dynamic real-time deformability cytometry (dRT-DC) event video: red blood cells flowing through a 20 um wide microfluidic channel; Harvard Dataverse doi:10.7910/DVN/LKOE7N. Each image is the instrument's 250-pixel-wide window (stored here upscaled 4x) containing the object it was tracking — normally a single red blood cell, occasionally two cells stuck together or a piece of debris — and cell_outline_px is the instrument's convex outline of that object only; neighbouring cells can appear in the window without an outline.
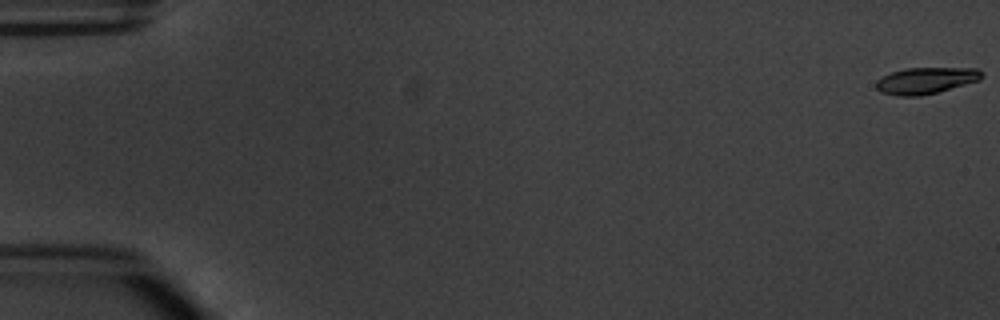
{"species": "common noctule bat (a hibernating species)", "species_latin": "Nyctalus noctula", "temperature_condition": "warm", "stored_images_in_passage": 7, "camera_frame_rate_fps": 3000, "um_per_image_px": 0.085, "animal": {"sex": "male", "body_mass_g": 20.1, "forearm_length_mm": 53.5}, "frame": {"image": 1, "passage_image": 1, "time_ms": 0.0, "image_size_px": [1000, 320], "cell_outline_px": [[984, 76], [980, 80], [936, 92], [920, 96], [896, 96], [880, 92], [876, 88], [876, 80], [892, 72], [904, 68], [980, 68], [984, 72]], "centroid_in_image_um": [78.72, 6.84], "position_along_channel_um": 6.3, "area_um2": 16.36}}
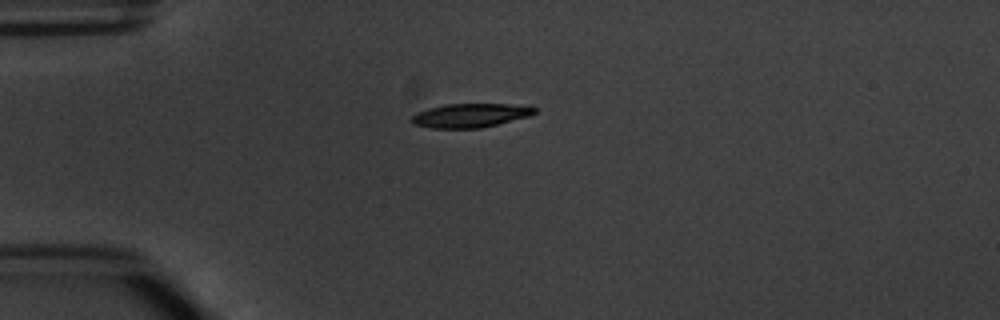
{"frame": {"image": 2, "passage_image": 5, "time_ms": 4.667, "image_size_px": [1000, 320], "cell_outline_px": [[536, 112], [532, 116], [480, 128], [432, 128], [412, 124], [408, 120], [416, 112], [428, 108], [444, 104], [508, 104], [536, 108]], "centroid_in_image_um": [39.92, 9.81], "position_along_channel_um": 45.1, "area_um2": 17.22}}